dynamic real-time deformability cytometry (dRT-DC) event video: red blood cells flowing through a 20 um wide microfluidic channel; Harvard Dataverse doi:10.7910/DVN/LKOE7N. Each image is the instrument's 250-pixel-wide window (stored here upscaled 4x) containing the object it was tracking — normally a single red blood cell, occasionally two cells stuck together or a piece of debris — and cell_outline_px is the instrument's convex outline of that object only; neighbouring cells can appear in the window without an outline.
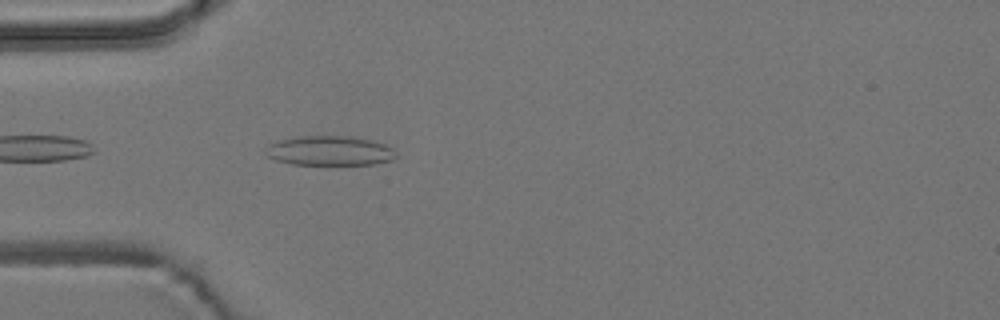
{"species": "common noctule bat (a hibernating species)", "species_latin": "Nyctalus noctula", "temperature_condition": "room temperature", "stored_images_in_passage": 4, "camera_frame_rate_fps": 3000, "um_per_image_px": 0.085, "animal": {"sex": "male", "body_mass_g": 19.2, "forearm_length_mm": 51.8}, "frame": {"image": 1, "passage_image": 4, "time_ms": 3.333, "image_size_px": [1000, 320], "cell_outline_px": [[396, 156], [392, 160], [372, 164], [292, 164], [276, 160], [268, 156], [264, 148], [268, 144], [276, 140], [300, 136], [348, 136], [372, 140], [384, 144], [392, 148], [396, 152]], "centroid_in_image_um": [27.99, 12.8], "position_along_channel_um": 57.0, "area_um2": 22.48}}